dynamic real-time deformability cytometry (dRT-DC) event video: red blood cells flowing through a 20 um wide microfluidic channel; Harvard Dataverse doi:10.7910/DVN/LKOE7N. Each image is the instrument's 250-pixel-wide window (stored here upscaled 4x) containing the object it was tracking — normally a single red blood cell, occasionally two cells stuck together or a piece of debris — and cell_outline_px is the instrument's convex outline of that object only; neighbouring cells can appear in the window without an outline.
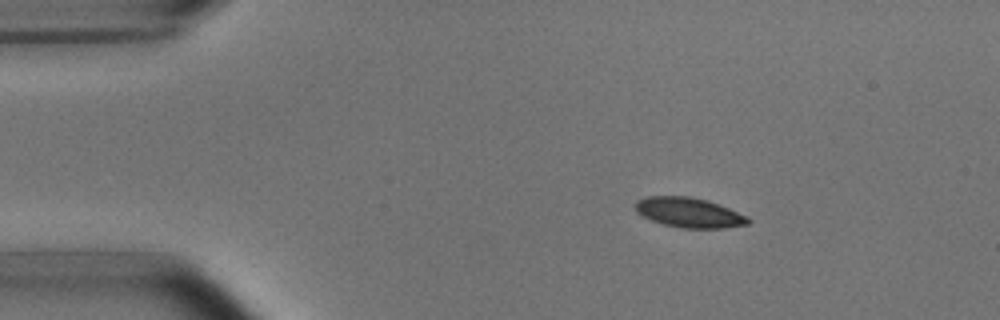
{"species": "common noctule bat (a hibernating species)", "species_latin": "Nyctalus noctula", "temperature_condition": "room temperature", "stored_images_in_passage": 4, "camera_frame_rate_fps": 3000, "um_per_image_px": 0.085, "animal": {"sex": "male", "body_mass_g": 15.6}, "frame": {"image": 1, "passage_image": 2, "time_ms": 1.0, "image_size_px": [1000, 320], "cell_outline_px": [[752, 220], [748, 224], [724, 228], [680, 228], [664, 224], [652, 220], [636, 212], [636, 200], [648, 196], [688, 196], [708, 200], [748, 216]], "centroid_in_image_um": [58.59, 18.07], "position_along_channel_um": 26.4, "area_um2": 19.59}}
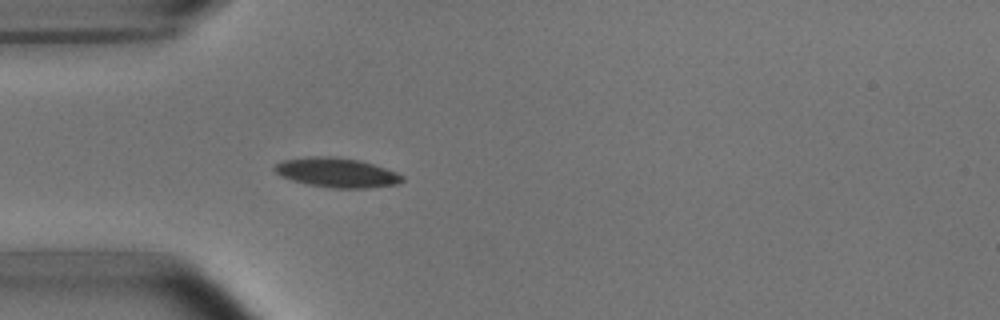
{"frame": {"image": 2, "passage_image": 4, "time_ms": 3.333, "image_size_px": [1000, 320], "cell_outline_px": [[404, 180], [396, 184], [368, 188], [332, 188], [308, 184], [292, 180], [280, 176], [272, 168], [276, 164], [284, 160], [312, 156], [336, 156], [360, 160], [396, 172], [404, 176]], "centroid_in_image_um": [28.61, 14.67], "position_along_channel_um": 56.4, "area_um2": 21.91}}